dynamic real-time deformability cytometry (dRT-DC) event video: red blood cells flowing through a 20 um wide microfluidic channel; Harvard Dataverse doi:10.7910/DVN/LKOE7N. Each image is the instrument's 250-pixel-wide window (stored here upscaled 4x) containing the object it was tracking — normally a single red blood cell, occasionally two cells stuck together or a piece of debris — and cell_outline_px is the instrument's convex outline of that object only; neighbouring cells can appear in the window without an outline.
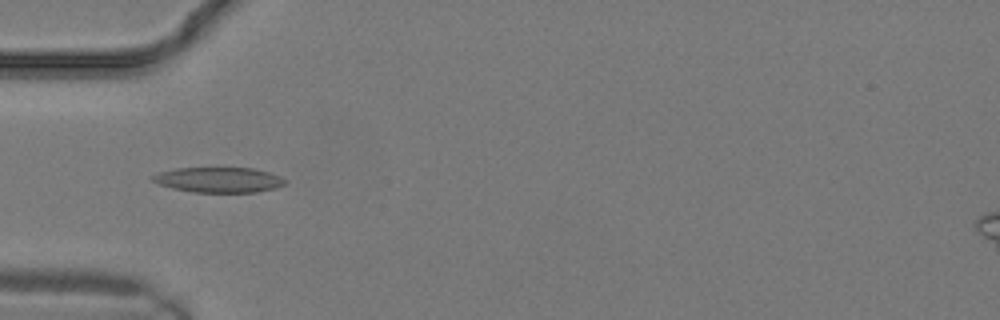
{"species": "common noctule bat (a hibernating species)", "species_latin": "Nyctalus noctula", "temperature_condition": "warm", "stored_images_in_passage": 10, "camera_frame_rate_fps": 3000, "um_per_image_px": 0.085, "animal": {"sex": "male", "body_mass_g": 19.2, "forearm_length_mm": 51.8}, "frame": {"image": 1, "passage_image": 4, "time_ms": 1.0, "image_size_px": [1000, 320], "cell_outline_px": [[288, 180], [284, 184], [276, 188], [256, 192], [192, 192], [172, 188], [160, 184], [152, 180], [148, 176], [160, 172], [176, 168], [252, 168], [268, 172], [280, 176]], "centroid_in_image_um": [18.59, 15.28], "position_along_channel_um": 66.4, "area_um2": 19.48}}
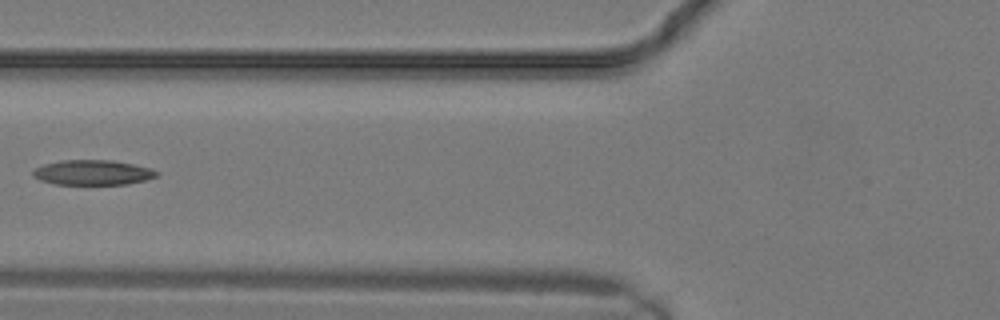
{"frame": {"image": 2, "passage_image": 6, "time_ms": 1.667, "image_size_px": [1000, 320], "cell_outline_px": [[160, 176], [128, 184], [56, 184], [40, 180], [32, 176], [32, 172], [36, 168], [44, 164], [60, 160], [112, 160], [152, 168], [160, 172]], "centroid_in_image_um": [7.91, 14.66], "position_along_channel_um": 117.9, "area_um2": 18.09}}
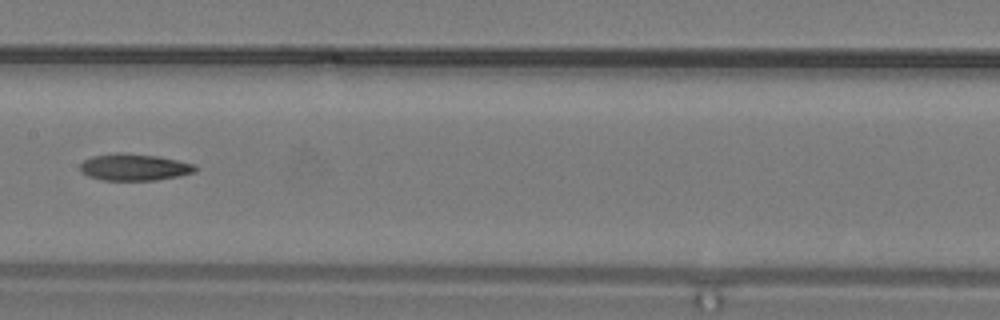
{"frame": {"image": 3, "passage_image": 9, "time_ms": 2.667, "image_size_px": [1000, 320], "cell_outline_px": [[196, 172], [180, 176], [156, 180], [100, 180], [88, 176], [80, 172], [80, 164], [84, 160], [92, 156], [112, 152], [120, 152], [160, 156], [192, 164], [196, 168]], "centroid_in_image_um": [11.36, 14.2], "position_along_channel_um": 196.0, "area_um2": 18.15}}